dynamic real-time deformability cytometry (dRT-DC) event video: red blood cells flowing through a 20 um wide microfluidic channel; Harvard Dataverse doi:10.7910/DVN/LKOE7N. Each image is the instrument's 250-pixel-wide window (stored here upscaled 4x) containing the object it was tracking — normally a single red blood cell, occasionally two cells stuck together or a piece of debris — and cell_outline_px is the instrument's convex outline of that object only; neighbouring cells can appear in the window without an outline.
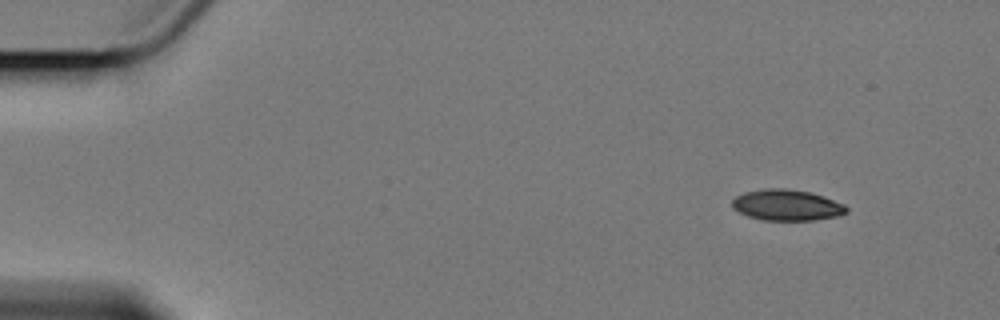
{"species": "Egyptian fruit bat (a non-hibernating species)", "species_latin": "Rousettus aegyptiacus", "temperature_condition": "cold", "stored_images_in_passage": 8, "camera_frame_rate_fps": 3000, "um_per_image_px": 0.085, "animal": {"sex": "female"}, "frame": {"image": 1, "passage_image": 1, "time_ms": 0.0, "image_size_px": [1000, 320], "cell_outline_px": [[848, 212], [836, 216], [812, 220], [764, 220], [748, 216], [732, 208], [732, 200], [736, 196], [744, 192], [764, 188], [784, 188], [808, 192], [824, 196], [844, 204], [848, 208]], "centroid_in_image_um": [66.86, 17.42], "position_along_channel_um": 18.1, "area_um2": 20.58}}
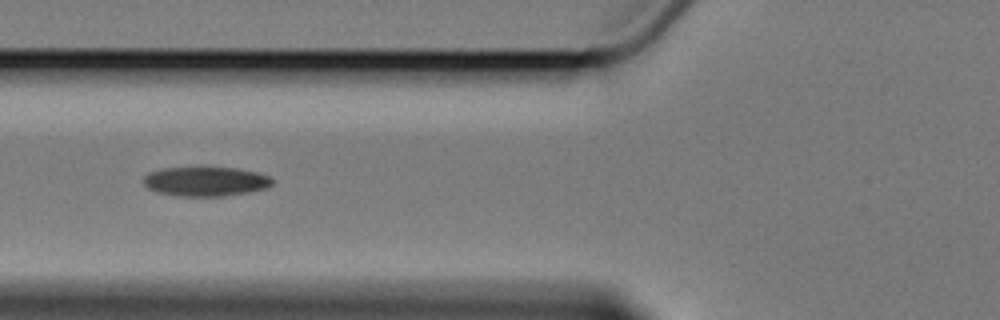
{"frame": {"image": 2, "passage_image": 6, "time_ms": 5.667, "image_size_px": [1000, 320], "cell_outline_px": [[272, 184], [268, 188], [248, 192], [224, 196], [176, 196], [156, 192], [148, 188], [144, 184], [144, 176], [148, 172], [164, 168], [196, 164], [204, 164], [236, 168], [256, 172], [268, 176], [272, 180]], "centroid_in_image_um": [17.43, 15.37], "position_along_channel_um": 108.4, "area_um2": 23.12}}
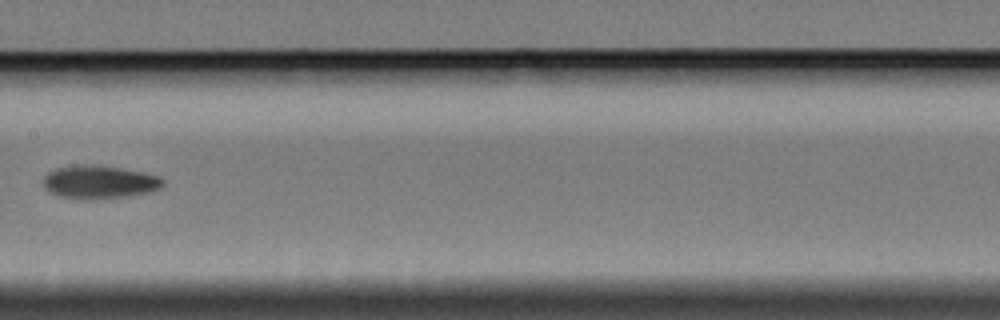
{"frame": {"image": 3, "passage_image": 8, "time_ms": 8.333, "image_size_px": [1000, 320], "cell_outline_px": [[164, 184], [160, 188], [148, 192], [124, 196], [92, 200], [88, 200], [60, 196], [44, 188], [44, 176], [48, 172], [56, 168], [80, 164], [100, 164], [144, 172], [160, 176], [164, 180]], "centroid_in_image_um": [8.45, 15.45], "position_along_channel_um": 198.9, "area_um2": 23.29}}